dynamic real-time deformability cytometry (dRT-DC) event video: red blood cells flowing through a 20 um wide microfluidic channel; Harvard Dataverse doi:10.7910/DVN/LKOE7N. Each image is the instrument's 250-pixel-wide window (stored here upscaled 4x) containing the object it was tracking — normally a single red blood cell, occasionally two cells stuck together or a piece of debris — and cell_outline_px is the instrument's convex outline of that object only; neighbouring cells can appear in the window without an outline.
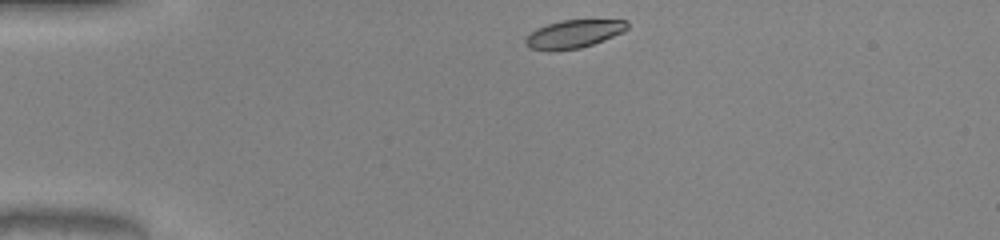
{"species": "common noctule bat (a hibernating species)", "species_latin": "Nyctalus noctula", "temperature_condition": "warm", "stored_images_in_passage": 33, "camera_frame_rate_fps": 3000, "um_per_image_px": 0.085, "animal": {"sex": "male", "body_mass_g": 20.0, "forearm_length_mm": 53.3}, "frame": {"image": 1, "passage_image": 1, "time_ms": 0.0, "image_size_px": [1000, 240], "cell_outline_px": [[628, 28], [624, 32], [592, 44], [580, 48], [552, 52], [528, 48], [524, 44], [524, 36], [536, 28], [560, 20], [628, 20]], "centroid_in_image_um": [48.7, 2.9], "position_along_channel_um": 36.3, "area_um2": 16.99}}
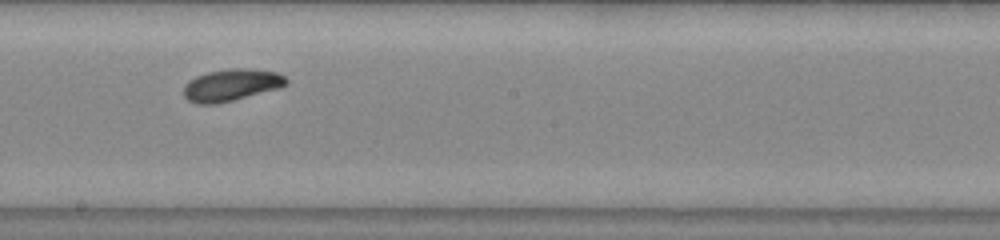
{"frame": {"image": 2, "passage_image": 19, "time_ms": 6.0, "image_size_px": [1000, 240], "cell_outline_px": [[288, 84], [280, 88], [216, 104], [196, 104], [188, 100], [184, 96], [184, 84], [188, 80], [196, 76], [208, 72], [232, 68], [244, 68], [276, 72], [284, 76], [288, 80]], "centroid_in_image_um": [19.65, 7.23], "position_along_channel_um": 228.6, "area_um2": 19.07}}
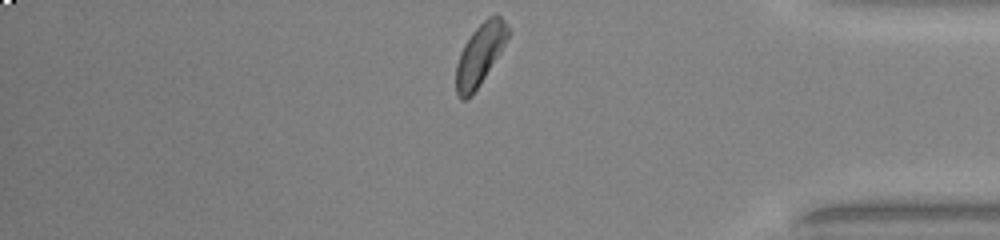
{"frame": {"image": 3, "passage_image": 33, "time_ms": 10.667, "image_size_px": [1000, 240], "cell_outline_px": [[512, 32], [500, 52], [480, 84], [472, 96], [464, 100], [460, 100], [456, 92], [456, 64], [460, 52], [464, 44], [472, 32], [488, 16], [496, 12], [504, 20]], "centroid_in_image_um": [40.81, 4.61], "position_along_channel_um": 394.4, "area_um2": 18.73}, "authors_computed_cell_mechanics": {"area_um2": 18.2648, "velocity_mm_per_s": 4.0451, "shape_relaxation_time_tau1_ms": 3.2345, "shape_relaxation_time_tau2_ms": 8.4322, "deformation_change_tau1": 0.1413, "deformation_change_tau2": 0.1759}}